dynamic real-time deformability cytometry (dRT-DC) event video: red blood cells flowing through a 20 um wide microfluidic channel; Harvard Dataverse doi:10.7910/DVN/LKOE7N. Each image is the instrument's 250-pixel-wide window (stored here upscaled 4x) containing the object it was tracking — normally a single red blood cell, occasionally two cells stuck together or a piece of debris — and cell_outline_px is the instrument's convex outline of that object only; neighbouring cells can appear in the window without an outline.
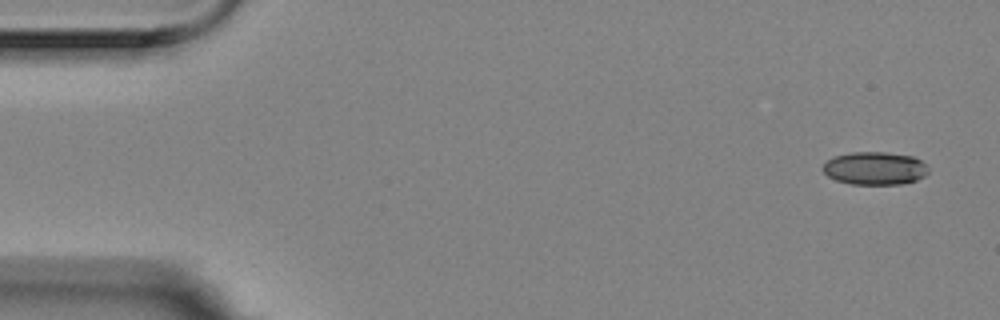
{"species": "Egyptian fruit bat (a non-hibernating species)", "species_latin": "Rousettus aegyptiacus", "temperature_condition": "room temperature", "stored_images_in_passage": 5, "camera_frame_rate_fps": 3000, "um_per_image_px": 0.085, "animal": {"sex": "female"}, "frame": {"image": 1, "passage_image": 1, "time_ms": 0.0, "image_size_px": [1000, 320], "cell_outline_px": [[928, 172], [924, 176], [916, 180], [900, 184], [852, 184], [836, 180], [828, 176], [820, 168], [832, 156], [852, 152], [884, 152], [912, 156], [920, 160], [928, 168]], "centroid_in_image_um": [74.33, 14.3], "position_along_channel_um": 10.7, "area_um2": 20.23}}
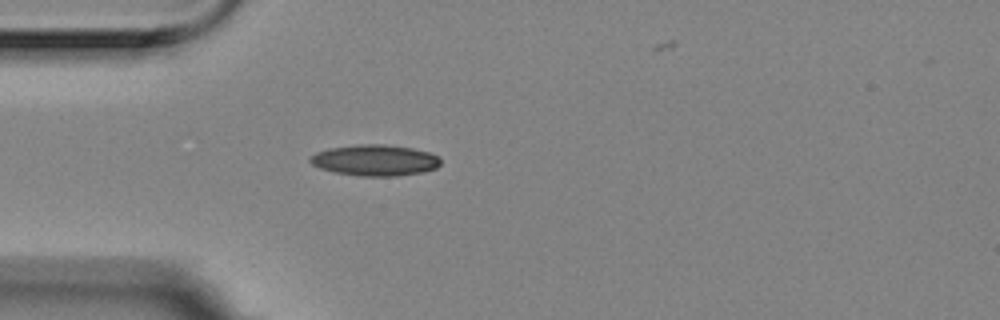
{"frame": {"image": 2, "passage_image": 5, "time_ms": 1.333, "image_size_px": [1000, 320], "cell_outline_px": [[440, 164], [436, 168], [424, 172], [396, 176], [360, 176], [336, 172], [320, 168], [312, 164], [308, 160], [308, 156], [316, 152], [328, 148], [356, 144], [384, 144], [412, 148], [428, 152], [440, 156]], "centroid_in_image_um": [31.86, 13.61], "position_along_channel_um": 53.1, "area_um2": 23.81}}